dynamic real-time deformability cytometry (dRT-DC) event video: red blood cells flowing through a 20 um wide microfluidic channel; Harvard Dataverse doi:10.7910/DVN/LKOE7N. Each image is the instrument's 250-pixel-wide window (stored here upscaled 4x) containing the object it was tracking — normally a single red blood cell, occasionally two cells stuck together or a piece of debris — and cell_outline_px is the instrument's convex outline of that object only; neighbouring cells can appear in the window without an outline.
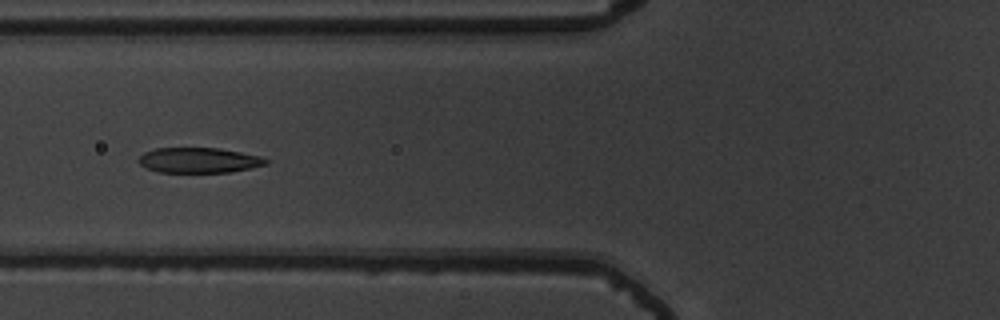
{"species": "common noctule bat (a hibernating species)", "species_latin": "Nyctalus noctula", "temperature_condition": "warm", "stored_images_in_passage": 30, "camera_frame_rate_fps": 3000, "um_per_image_px": 0.085, "animal": {"sex": "male", "body_mass_g": 19.5, "forearm_length_mm": 54.6}, "frame": {"image": 1, "passage_image": 22, "time_ms": 7.0, "image_size_px": [1000, 320], "cell_outline_px": [[268, 164], [252, 168], [232, 172], [156, 172], [140, 164], [136, 160], [144, 152], [156, 148], [220, 148], [260, 156], [268, 160]], "centroid_in_image_um": [16.91, 13.62], "position_along_channel_um": 108.9, "area_um2": 18.79}}
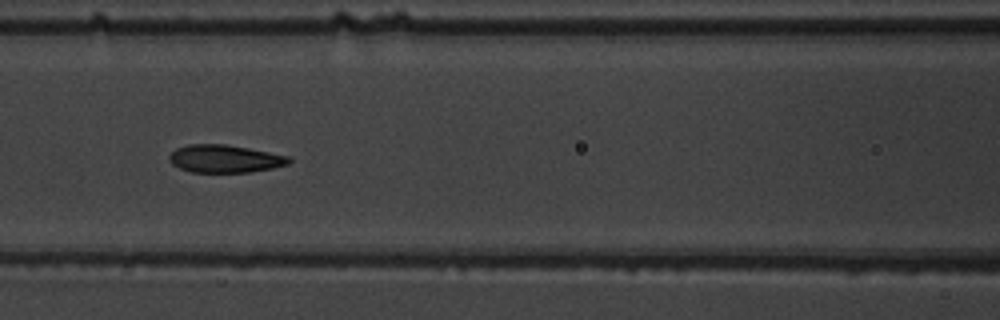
{"frame": {"image": 2, "passage_image": 25, "time_ms": 8.0, "image_size_px": [1000, 320], "cell_outline_px": [[292, 160], [288, 164], [272, 168], [252, 172], [192, 172], [180, 168], [172, 164], [168, 160], [168, 156], [176, 148], [188, 144], [224, 144], [248, 148], [292, 156]], "centroid_in_image_um": [19.13, 13.49], "position_along_channel_um": 147.5, "area_um2": 19.48}}
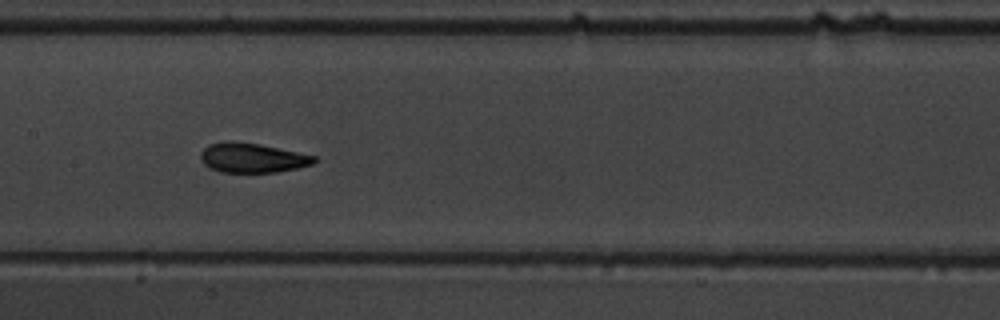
{"frame": {"image": 3, "passage_image": 28, "time_ms": 9.0, "image_size_px": [1000, 320], "cell_outline_px": [[316, 160], [312, 164], [296, 168], [276, 172], [220, 172], [208, 168], [200, 160], [200, 152], [208, 144], [232, 140], [260, 144], [316, 156]], "centroid_in_image_um": [21.39, 13.41], "position_along_channel_um": 186.0, "area_um2": 19.65}}